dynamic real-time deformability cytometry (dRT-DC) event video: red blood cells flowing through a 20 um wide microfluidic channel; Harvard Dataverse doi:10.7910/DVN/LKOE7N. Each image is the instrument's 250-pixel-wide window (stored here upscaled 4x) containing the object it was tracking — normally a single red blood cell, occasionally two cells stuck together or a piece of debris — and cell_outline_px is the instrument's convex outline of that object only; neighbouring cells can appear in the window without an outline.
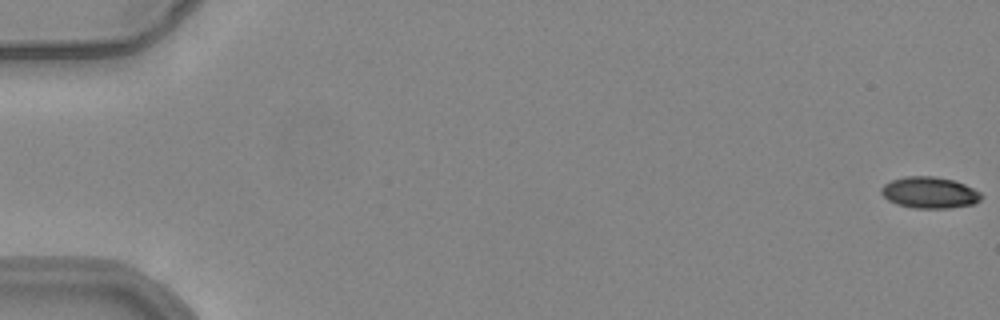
{"species": "common noctule bat (a hibernating species)", "species_latin": "Nyctalus noctula", "temperature_condition": "warm", "stored_images_in_passage": 55, "camera_frame_rate_fps": 3000, "um_per_image_px": 0.085, "animal": {"sex": "female", "body_mass_g": 24.6, "forearm_length_mm": 56.2}, "frame": {"image": 1, "passage_image": 1, "time_ms": 0.0, "image_size_px": [1000, 320], "cell_outline_px": [[980, 200], [972, 204], [948, 208], [916, 208], [896, 204], [888, 200], [880, 192], [880, 188], [884, 184], [892, 180], [904, 176], [936, 176], [952, 180], [964, 184], [980, 192]], "centroid_in_image_um": [78.96, 16.36], "position_along_channel_um": 6.0, "area_um2": 18.15}}
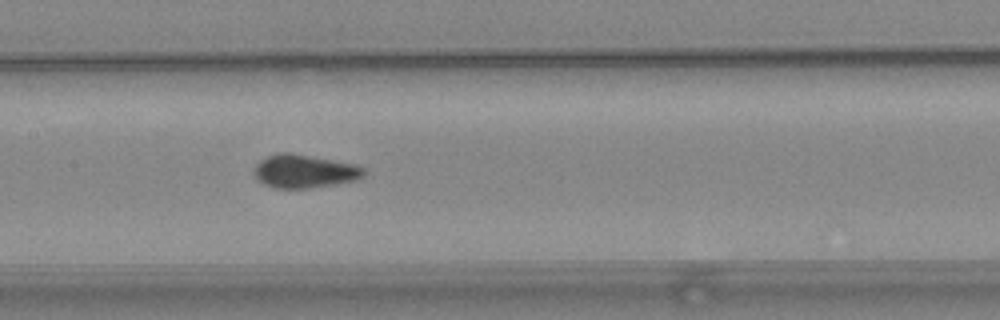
{"frame": {"image": 2, "passage_image": 28, "time_ms": 9.0, "image_size_px": [1000, 320], "cell_outline_px": [[368, 172], [364, 176], [356, 180], [308, 188], [272, 188], [256, 180], [252, 172], [256, 164], [260, 160], [268, 156], [308, 156], [356, 164], [364, 168]], "centroid_in_image_um": [25.89, 14.61], "position_along_channel_um": 181.5, "area_um2": 20.63}}
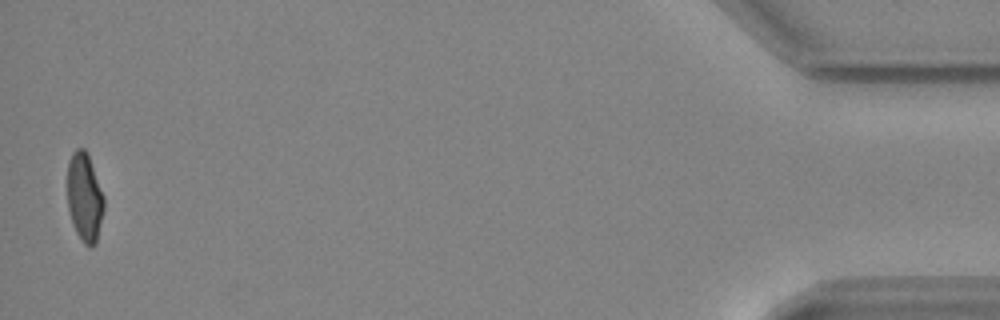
{"frame": {"image": 3, "passage_image": 54, "time_ms": 17.667, "image_size_px": [1000, 320], "cell_outline_px": [[104, 212], [96, 244], [88, 248], [84, 244], [76, 232], [72, 224], [68, 208], [68, 160], [72, 152], [76, 148], [84, 148], [88, 152], [104, 196]], "centroid_in_image_um": [7.2, 16.77], "position_along_channel_um": 428.0, "area_um2": 19.25}, "authors_computed_cell_mechanics": {"area_um2": 19.941, "velocity_mm_per_s": 3.8874, "shape_relaxation_time_tau1_ms": null, "shape_relaxation_time_tau2_ms": 1.2407, "deformation_change_tau1": null, "deformation_change_tau2": 0.0771}}